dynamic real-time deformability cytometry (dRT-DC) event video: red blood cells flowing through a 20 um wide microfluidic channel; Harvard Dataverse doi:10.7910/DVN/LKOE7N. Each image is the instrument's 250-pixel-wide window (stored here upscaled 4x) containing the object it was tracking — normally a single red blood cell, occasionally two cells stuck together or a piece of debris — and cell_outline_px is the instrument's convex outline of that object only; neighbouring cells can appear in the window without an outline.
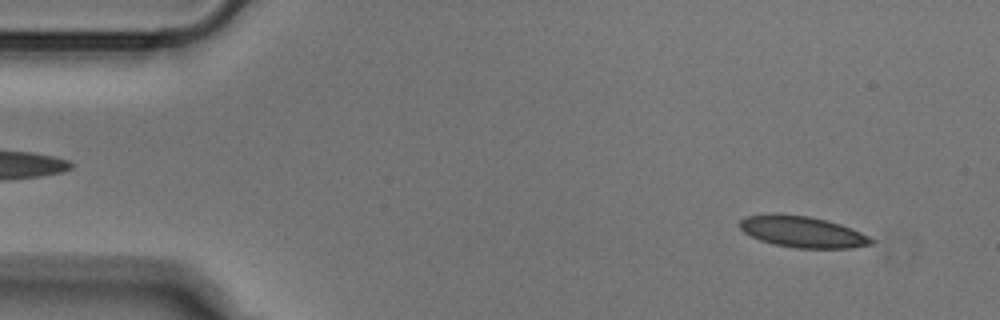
{"species": "Egyptian fruit bat (a non-hibernating species)", "species_latin": "Rousettus aegyptiacus", "temperature_condition": "cold", "stored_images_in_passage": 51, "camera_frame_rate_fps": 3000, "um_per_image_px": 0.085, "animal": {"sex": "male"}, "frame": {"image": 1, "passage_image": 4, "time_ms": 1.0, "image_size_px": [1000, 320], "cell_outline_px": [[876, 240], [872, 244], [852, 248], [796, 248], [772, 244], [760, 240], [744, 232], [740, 228], [740, 220], [744, 216], [772, 212], [776, 212], [808, 216], [840, 224], [852, 228]], "centroid_in_image_um": [68.18, 19.69], "position_along_channel_um": 16.8, "area_um2": 24.22}}
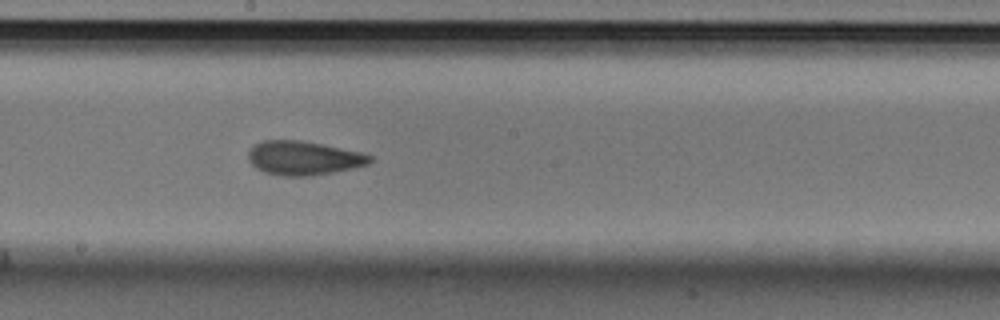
{"frame": {"image": 2, "passage_image": 27, "time_ms": 8.667, "image_size_px": [1000, 320], "cell_outline_px": [[372, 160], [368, 164], [352, 168], [312, 176], [280, 176], [264, 172], [256, 168], [248, 160], [248, 152], [252, 144], [264, 140], [300, 140], [360, 152], [372, 156]], "centroid_in_image_um": [25.74, 13.44], "position_along_channel_um": 222.5, "area_um2": 24.04}}
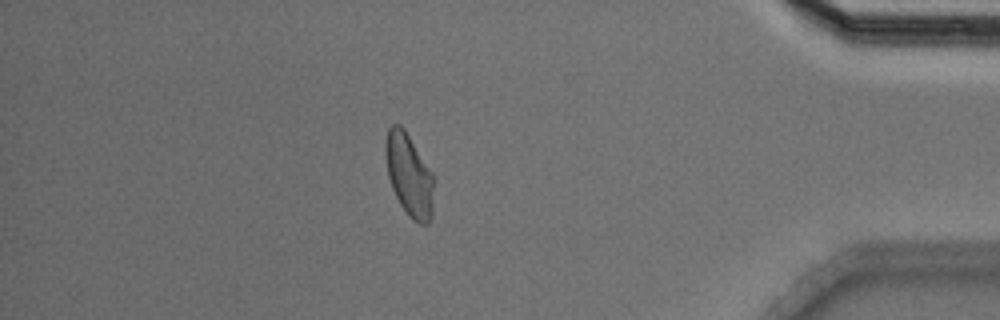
{"frame": {"image": 3, "passage_image": 44, "time_ms": 14.333, "image_size_px": [1000, 320], "cell_outline_px": [[432, 216], [428, 224], [420, 224], [412, 220], [408, 216], [400, 204], [392, 188], [388, 176], [384, 152], [384, 144], [388, 128], [392, 124], [400, 124], [404, 128], [432, 172]], "centroid_in_image_um": [34.74, 14.86], "position_along_channel_um": 400.5, "area_um2": 23.18}}